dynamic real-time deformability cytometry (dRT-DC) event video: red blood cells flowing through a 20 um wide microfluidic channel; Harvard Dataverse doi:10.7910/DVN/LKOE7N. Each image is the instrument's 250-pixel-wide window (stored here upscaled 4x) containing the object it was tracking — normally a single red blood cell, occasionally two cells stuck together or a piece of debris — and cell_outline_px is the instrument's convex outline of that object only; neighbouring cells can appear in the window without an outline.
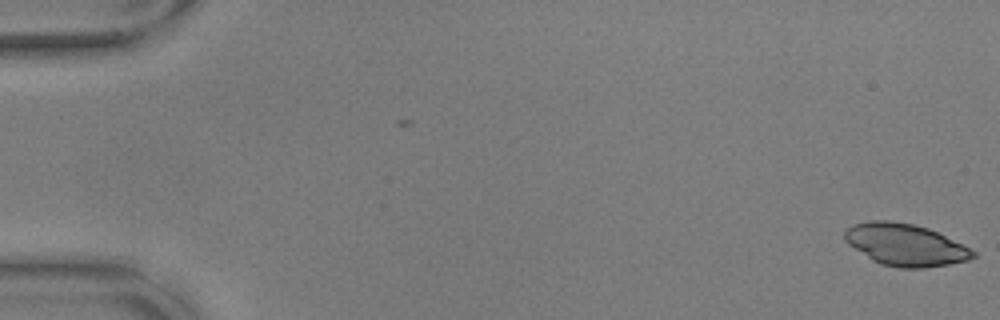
{"species": "common noctule bat (a hibernating species)", "species_latin": "Nyctalus noctula", "temperature_condition": "warm", "stored_images_in_passage": 55, "camera_frame_rate_fps": 3000, "um_per_image_px": 0.085, "animal": {"sex": "male", "body_mass_g": 17.9, "forearm_length_mm": 54.2}, "frame": {"image": 1, "passage_image": 1, "time_ms": 0.0, "image_size_px": [1000, 320], "cell_outline_px": [[976, 256], [968, 260], [948, 264], [924, 268], [900, 268], [880, 264], [872, 260], [848, 244], [844, 240], [844, 228], [852, 224], [868, 220], [892, 220], [912, 224], [928, 228], [976, 252]], "centroid_in_image_um": [76.88, 20.8], "position_along_channel_um": 8.1, "area_um2": 31.33}}
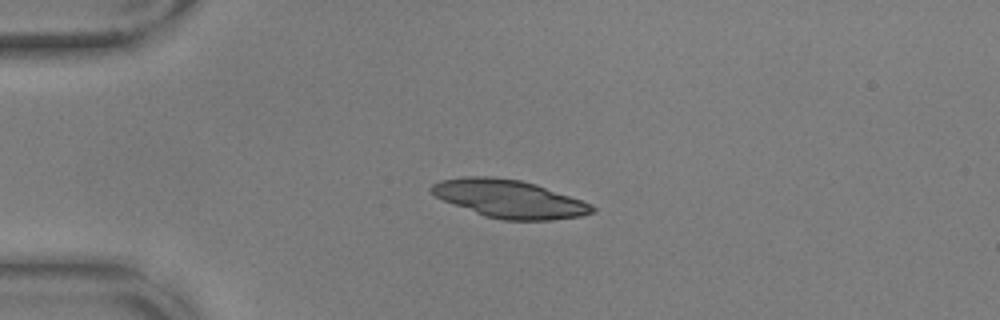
{"frame": {"image": 2, "passage_image": 14, "time_ms": 4.333, "image_size_px": [1000, 320], "cell_outline_px": [[596, 212], [580, 216], [552, 220], [500, 220], [484, 216], [444, 200], [436, 196], [428, 188], [432, 184], [440, 180], [464, 176], [488, 176], [520, 180], [536, 184], [592, 204], [596, 208]], "centroid_in_image_um": [43.29, 16.9], "position_along_channel_um": 41.7, "area_um2": 35.43}}